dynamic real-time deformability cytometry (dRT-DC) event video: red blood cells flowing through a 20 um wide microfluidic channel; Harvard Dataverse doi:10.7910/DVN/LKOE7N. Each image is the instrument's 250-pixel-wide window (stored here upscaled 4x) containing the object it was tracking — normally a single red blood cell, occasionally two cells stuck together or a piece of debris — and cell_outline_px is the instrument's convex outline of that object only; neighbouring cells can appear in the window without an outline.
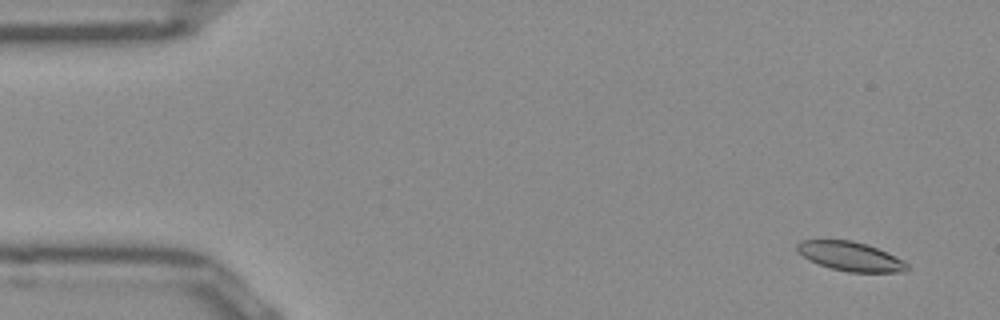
{"species": "Egyptian fruit bat (a non-hibernating species)", "species_latin": "Rousettus aegyptiacus", "temperature_condition": "room temperature", "stored_images_in_passage": 52, "camera_frame_rate_fps": 3000, "um_per_image_px": 0.085, "frame": {"image": 1, "passage_image": 4, "time_ms": 1.0, "image_size_px": [1000, 320], "cell_outline_px": [[908, 268], [904, 272], [848, 272], [832, 268], [820, 264], [804, 256], [796, 248], [796, 244], [800, 240], [852, 240], [876, 248], [904, 260], [908, 264]], "centroid_in_image_um": [72.31, 21.79], "position_along_channel_um": 12.7, "area_um2": 18.32}}
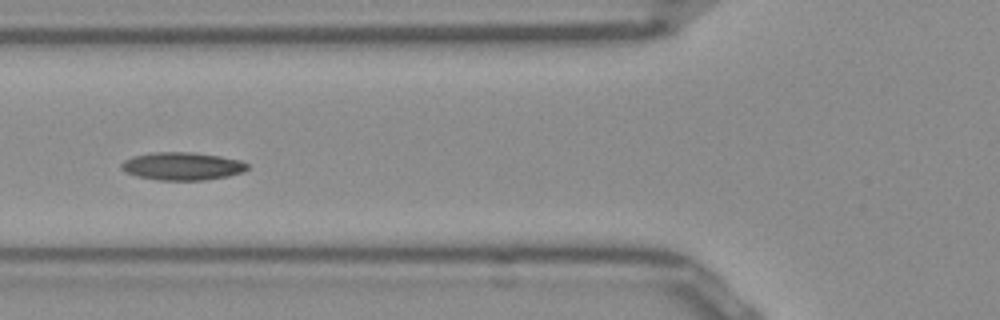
{"frame": {"image": 2, "passage_image": 20, "time_ms": 6.333, "image_size_px": [1000, 320], "cell_outline_px": [[248, 168], [244, 172], [228, 176], [204, 180], [160, 180], [136, 176], [120, 168], [120, 164], [124, 160], [132, 156], [152, 152], [192, 152], [220, 156], [240, 160], [248, 164]], "centroid_in_image_um": [15.49, 14.12], "position_along_channel_um": 110.3, "area_um2": 20.52}}
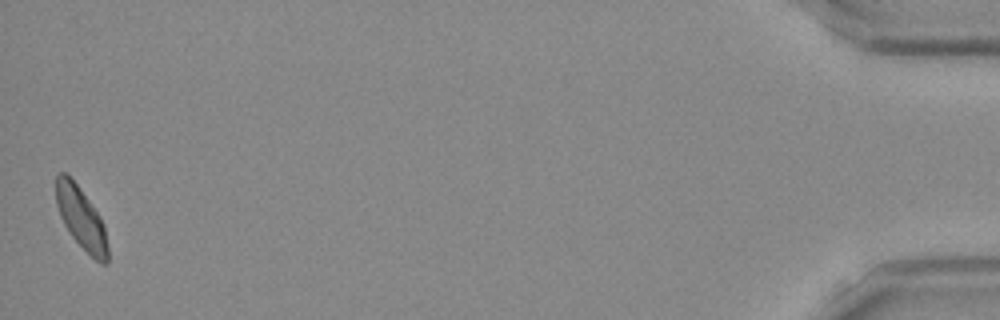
{"frame": {"image": 3, "passage_image": 52, "time_ms": 17.0, "image_size_px": [1000, 320], "cell_outline_px": [[108, 264], [100, 264], [72, 236], [64, 224], [60, 216], [56, 204], [56, 176], [60, 172], [64, 172], [76, 184], [100, 216], [104, 224], [108, 248]], "centroid_in_image_um": [6.91, 18.57], "position_along_channel_um": 428.3, "area_um2": 18.26}, "authors_computed_cell_mechanics": {"area_um2": 19.3052, "velocity_mm_per_s": 3.9042, "shape_relaxation_time_tau1_ms": null, "shape_relaxation_time_tau2_ms": 6.7827, "deformation_change_tau1": null, "deformation_change_tau2": 0.127}}